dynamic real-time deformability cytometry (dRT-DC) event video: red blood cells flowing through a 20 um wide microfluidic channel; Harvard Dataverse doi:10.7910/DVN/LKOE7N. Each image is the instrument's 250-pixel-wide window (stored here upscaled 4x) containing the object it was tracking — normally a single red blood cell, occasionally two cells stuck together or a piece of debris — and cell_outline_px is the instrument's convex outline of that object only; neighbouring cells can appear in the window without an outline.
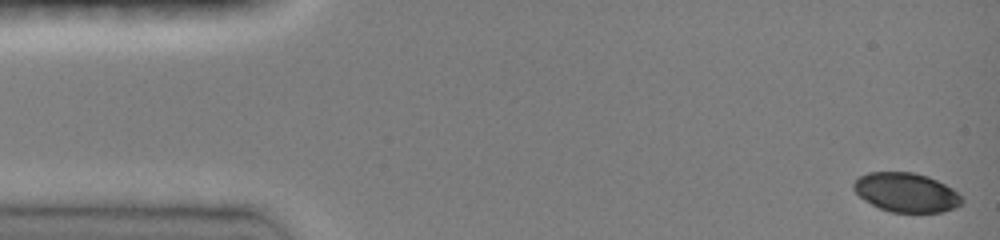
{"species": "common noctule bat (a hibernating species)", "species_latin": "Nyctalus noctula", "temperature_condition": "room temperature", "stored_images_in_passage": 31, "camera_frame_rate_fps": 3000, "um_per_image_px": 0.085, "animal": {"sex": "female", "body_mass_g": 19.0, "forearm_length_mm": 51.5}, "frame": {"image": 1, "passage_image": 1, "time_ms": 0.0, "image_size_px": [1000, 240], "cell_outline_px": [[964, 200], [956, 208], [944, 212], [892, 212], [880, 208], [864, 200], [852, 188], [852, 184], [860, 176], [868, 172], [912, 172], [928, 176], [952, 188]], "centroid_in_image_um": [77.03, 16.36], "position_along_channel_um": 8.0, "area_um2": 24.62}}
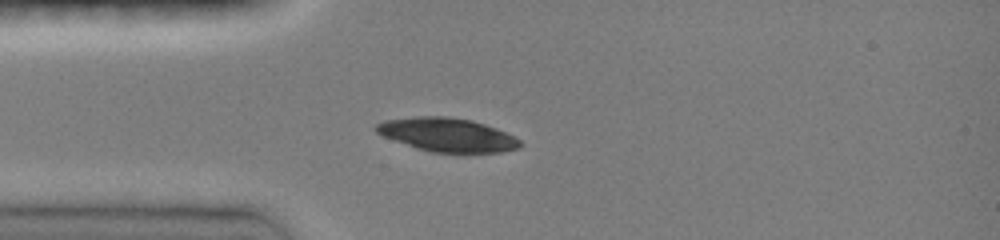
{"frame": {"image": 2, "passage_image": 17, "time_ms": 3.667, "image_size_px": [1000, 240], "cell_outline_px": [[524, 144], [520, 148], [504, 152], [460, 156], [432, 152], [416, 148], [384, 136], [376, 132], [372, 128], [376, 124], [384, 120], [416, 116], [448, 116], [472, 120], [496, 128], [520, 140]], "centroid_in_image_um": [38.07, 11.5], "position_along_channel_um": 46.9, "area_um2": 29.25}}
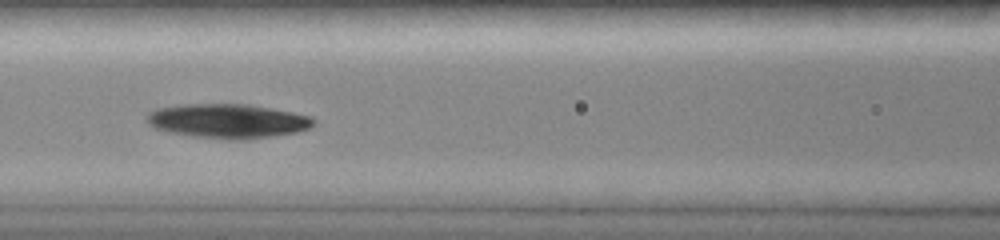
{"frame": {"image": 3, "passage_image": 26, "time_ms": 6.333, "image_size_px": [1000, 240], "cell_outline_px": [[316, 124], [312, 128], [296, 132], [272, 136], [244, 140], [228, 140], [192, 136], [168, 132], [156, 128], [148, 124], [144, 120], [144, 116], [148, 112], [156, 108], [180, 104], [248, 104], [272, 108], [312, 116], [316, 120]], "centroid_in_image_um": [19.35, 10.28], "position_along_channel_um": 147.3, "area_um2": 33.93}}